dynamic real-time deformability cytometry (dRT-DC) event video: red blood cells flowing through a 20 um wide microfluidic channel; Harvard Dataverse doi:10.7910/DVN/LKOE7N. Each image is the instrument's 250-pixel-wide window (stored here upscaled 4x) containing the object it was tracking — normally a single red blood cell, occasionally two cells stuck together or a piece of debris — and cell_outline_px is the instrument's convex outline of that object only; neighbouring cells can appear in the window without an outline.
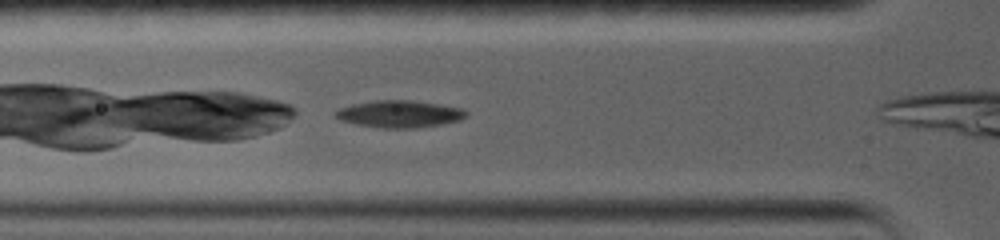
{"species": "common noctule bat (a hibernating species)", "species_latin": "Nyctalus noctula", "temperature_condition": "warm", "stored_images_in_passage": 12, "camera_frame_rate_fps": 5000, "um_per_image_px": 0.085, "animal": {"sex": "female", "body_mass_g": 19.0, "forearm_length_mm": 56.7}, "frame": {"image": 1, "passage_image": 3, "time_ms": 1.0, "image_size_px": [1000, 240], "cell_outline_px": [[468, 116], [460, 120], [440, 124], [416, 128], [384, 128], [356, 124], [340, 120], [332, 112], [340, 108], [352, 104], [376, 100], [412, 100], [464, 108], [468, 112]], "centroid_in_image_um": [33.97, 9.68], "position_along_channel_um": 91.8, "area_um2": 20.69}}
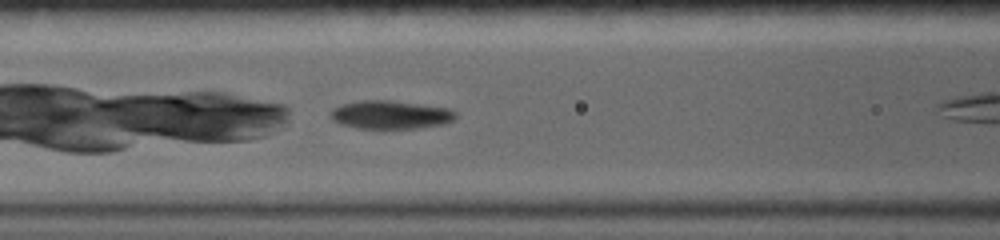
{"frame": {"image": 2, "passage_image": 6, "time_ms": 2.2, "image_size_px": [1000, 240], "cell_outline_px": [[456, 116], [452, 120], [444, 124], [416, 128], [356, 128], [340, 124], [332, 120], [332, 108], [344, 104], [360, 100], [392, 100], [452, 108], [456, 112]], "centroid_in_image_um": [33.22, 9.74], "position_along_channel_um": 133.4, "area_um2": 20.69}}
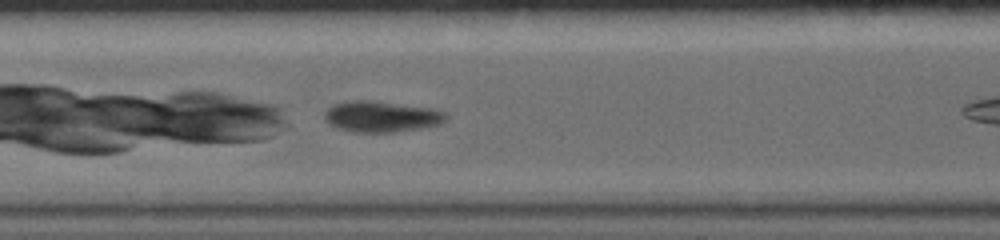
{"frame": {"image": 3, "passage_image": 9, "time_ms": 3.4, "image_size_px": [1000, 240], "cell_outline_px": [[448, 116], [440, 124], [420, 128], [396, 132], [352, 132], [336, 128], [328, 124], [324, 116], [324, 112], [332, 104], [344, 100], [372, 100], [432, 108], [444, 112]], "centroid_in_image_um": [32.36, 9.9], "position_along_channel_um": 175.0, "area_um2": 22.2}}